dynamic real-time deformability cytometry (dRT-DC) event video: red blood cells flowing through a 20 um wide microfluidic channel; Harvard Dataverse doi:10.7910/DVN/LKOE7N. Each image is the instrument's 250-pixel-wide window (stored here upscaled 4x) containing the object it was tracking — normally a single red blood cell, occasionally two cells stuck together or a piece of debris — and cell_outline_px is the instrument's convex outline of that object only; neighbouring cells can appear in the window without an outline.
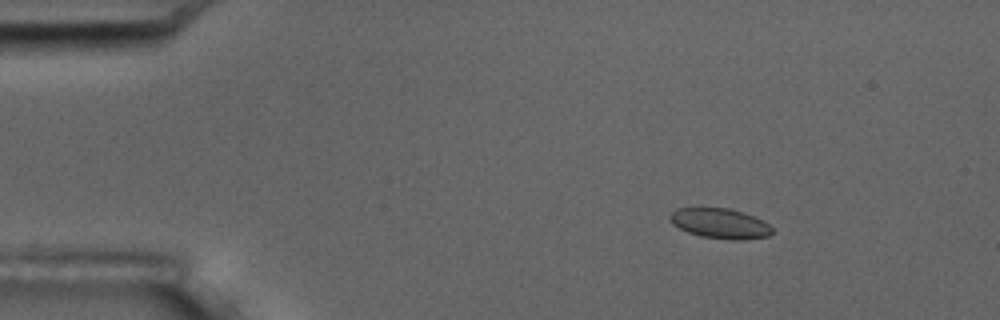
{"species": "common noctule bat (a hibernating species)", "species_latin": "Nyctalus noctula", "temperature_condition": "room temperature", "stored_images_in_passage": 6, "camera_frame_rate_fps": 3000, "um_per_image_px": 0.085, "animal": {"sex": "male", "body_mass_g": 17.5, "forearm_length_mm": 52.3}, "frame": {"image": 1, "passage_image": 2, "time_ms": 1.333, "image_size_px": [1000, 320], "cell_outline_px": [[772, 232], [768, 236], [740, 240], [732, 240], [700, 236], [688, 232], [672, 224], [668, 220], [668, 216], [676, 208], [728, 208], [744, 212], [768, 224], [772, 228]], "centroid_in_image_um": [61.16, 18.99], "position_along_channel_um": 23.8, "area_um2": 17.86}}
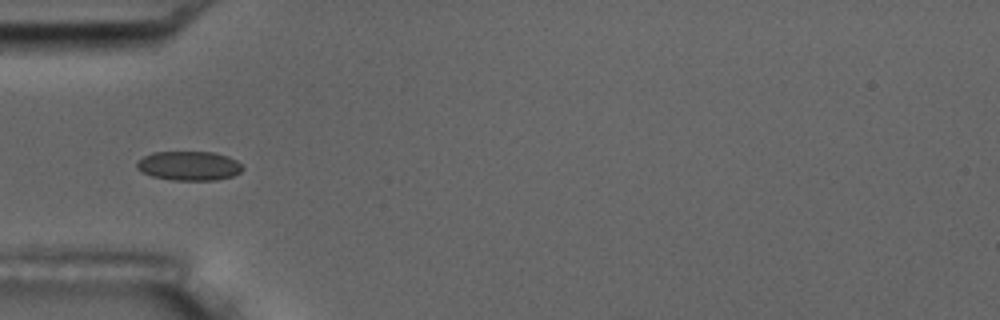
{"frame": {"image": 2, "passage_image": 5, "time_ms": 4.667, "image_size_px": [1000, 320], "cell_outline_px": [[244, 168], [240, 172], [232, 176], [216, 180], [172, 180], [152, 176], [136, 168], [136, 164], [144, 156], [152, 152], [212, 152], [228, 156], [236, 160]], "centroid_in_image_um": [16.08, 14.09], "position_along_channel_um": 68.9, "area_um2": 17.92}}